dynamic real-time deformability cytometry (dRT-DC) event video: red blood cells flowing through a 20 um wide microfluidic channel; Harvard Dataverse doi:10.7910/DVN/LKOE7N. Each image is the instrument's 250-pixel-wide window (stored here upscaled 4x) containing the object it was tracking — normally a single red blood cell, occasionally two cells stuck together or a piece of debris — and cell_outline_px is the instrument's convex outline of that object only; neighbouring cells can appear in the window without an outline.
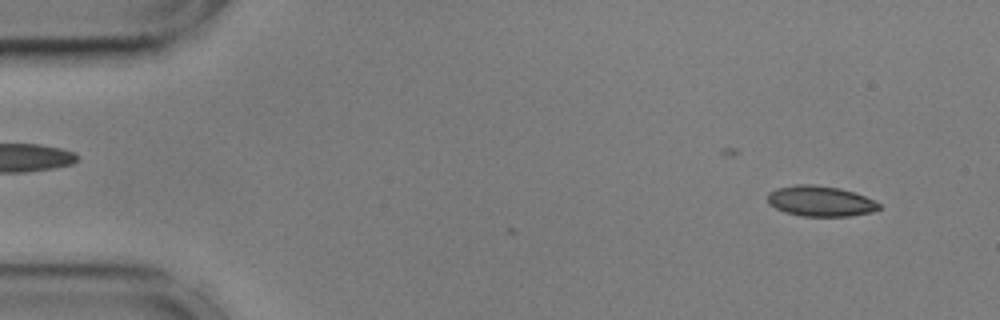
{"species": "common noctule bat (a hibernating species)", "species_latin": "Nyctalus noctula", "temperature_condition": "cold", "stored_images_in_passage": 8, "camera_frame_rate_fps": 3000, "um_per_image_px": 0.085, "animal": {"sex": "male", "body_mass_g": 17.9, "forearm_length_mm": 54.2}, "frame": {"image": 1, "passage_image": 5, "time_ms": 1.333, "image_size_px": [1000, 320], "cell_outline_px": [[880, 208], [872, 212], [848, 216], [804, 216], [784, 212], [768, 204], [768, 192], [776, 188], [796, 184], [812, 184], [840, 188], [864, 196], [880, 204]], "centroid_in_image_um": [69.69, 17.09], "position_along_channel_um": 15.3, "area_um2": 19.71}}